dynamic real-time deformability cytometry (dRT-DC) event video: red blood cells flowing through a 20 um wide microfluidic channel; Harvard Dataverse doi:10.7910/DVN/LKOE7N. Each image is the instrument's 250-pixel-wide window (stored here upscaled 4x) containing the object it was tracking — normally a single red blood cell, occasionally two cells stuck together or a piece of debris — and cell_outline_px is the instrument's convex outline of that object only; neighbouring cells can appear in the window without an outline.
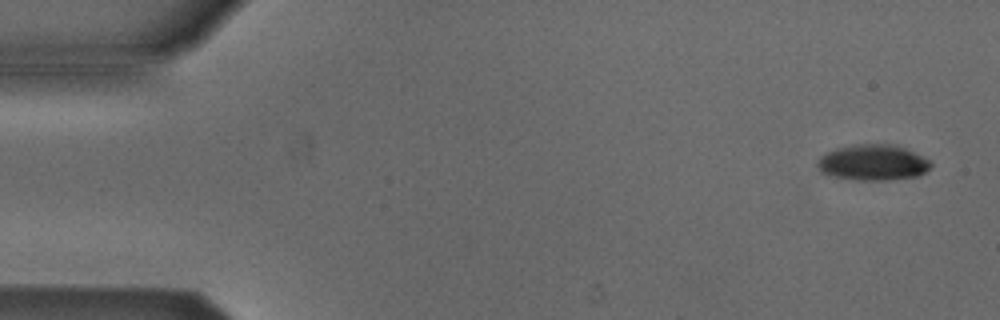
{"species": "Egyptian fruit bat (a non-hibernating species)", "species_latin": "Rousettus aegyptiacus", "temperature_condition": "cold", "stored_images_in_passage": 5, "camera_frame_rate_fps": 3000, "um_per_image_px": 0.085, "animal": {"sex": "male"}, "frame": {"image": 1, "passage_image": 1, "time_ms": 0.0, "image_size_px": [1000, 320], "cell_outline_px": [[932, 164], [920, 176], [892, 180], [856, 180], [836, 176], [820, 172], [816, 164], [816, 160], [820, 156], [836, 148], [856, 144], [896, 144], [928, 160]], "centroid_in_image_um": [74.17, 13.82], "position_along_channel_um": 10.8, "area_um2": 23.58}}